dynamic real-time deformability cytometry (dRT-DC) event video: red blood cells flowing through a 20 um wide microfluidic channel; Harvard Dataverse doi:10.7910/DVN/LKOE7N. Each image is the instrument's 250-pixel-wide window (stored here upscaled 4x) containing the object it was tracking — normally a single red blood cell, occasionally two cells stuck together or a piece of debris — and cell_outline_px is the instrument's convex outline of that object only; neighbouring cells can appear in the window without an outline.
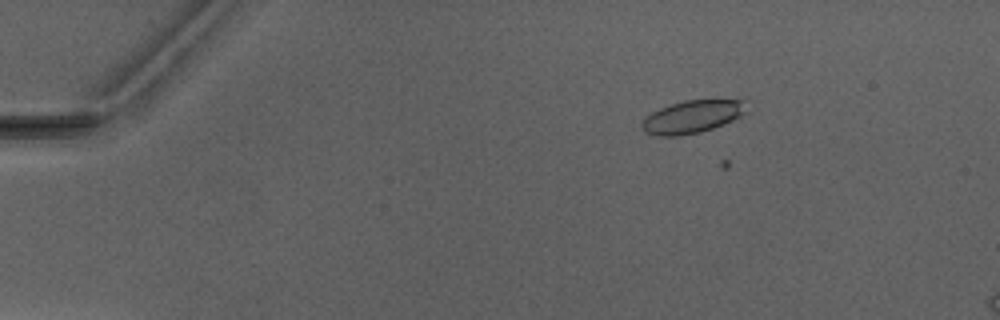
{"species": "Egyptian fruit bat (a non-hibernating species)", "species_latin": "Rousettus aegyptiacus", "temperature_condition": "warm", "stored_images_in_passage": 7, "camera_frame_rate_fps": 3000, "um_per_image_px": 0.085, "animal": {"sex": "male"}, "frame": {"image": 1, "passage_image": 3, "time_ms": 3.333, "image_size_px": [1000, 320], "cell_outline_px": [[748, 100], [744, 112], [740, 116], [732, 120], [712, 128], [700, 132], [680, 136], [660, 136], [644, 132], [640, 124], [652, 112], [660, 108], [684, 100]], "centroid_in_image_um": [58.83, 9.92], "position_along_channel_um": 26.2, "area_um2": 19.71}}